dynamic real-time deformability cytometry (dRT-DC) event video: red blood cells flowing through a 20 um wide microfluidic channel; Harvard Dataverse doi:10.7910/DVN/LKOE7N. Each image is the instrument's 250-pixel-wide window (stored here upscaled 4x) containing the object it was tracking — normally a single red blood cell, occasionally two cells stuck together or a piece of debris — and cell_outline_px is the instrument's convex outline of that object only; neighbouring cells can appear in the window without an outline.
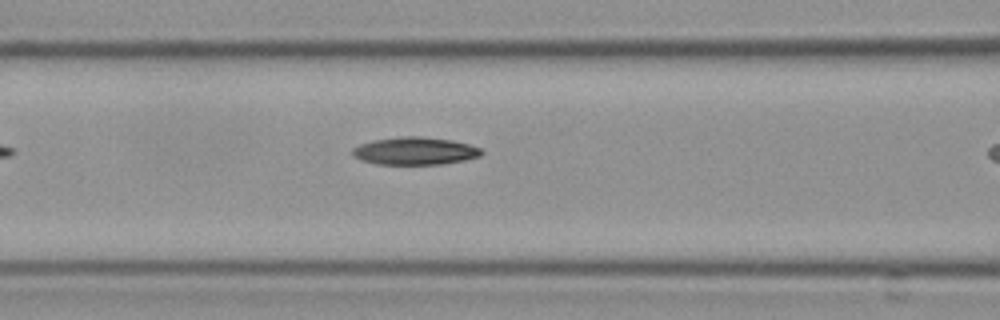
{"species": "Egyptian fruit bat (a non-hibernating species)", "species_latin": "Rousettus aegyptiacus", "temperature_condition": "cold", "stored_images_in_passage": 4, "camera_frame_rate_fps": 3000, "um_per_image_px": 0.085, "frame": {"image": 1, "passage_image": 3, "time_ms": 0.667, "image_size_px": [1000, 320], "cell_outline_px": [[484, 152], [480, 156], [464, 160], [440, 164], [380, 164], [360, 160], [352, 156], [352, 148], [360, 144], [372, 140], [400, 136], [420, 136], [452, 140], [468, 144], [480, 148]], "centroid_in_image_um": [35.24, 12.82], "position_along_channel_um": 131.4, "area_um2": 20.81}}